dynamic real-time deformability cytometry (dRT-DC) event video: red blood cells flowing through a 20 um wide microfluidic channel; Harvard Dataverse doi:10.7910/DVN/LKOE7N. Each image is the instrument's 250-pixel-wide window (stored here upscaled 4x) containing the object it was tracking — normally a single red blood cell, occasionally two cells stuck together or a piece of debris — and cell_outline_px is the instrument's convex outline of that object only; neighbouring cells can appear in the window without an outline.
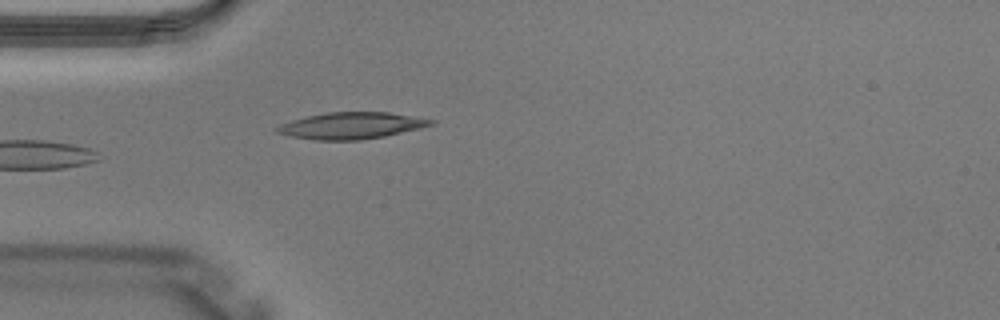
{"species": "Egyptian fruit bat (a non-hibernating species)", "species_latin": "Rousettus aegyptiacus", "temperature_condition": "warm", "stored_images_in_passage": 2, "camera_frame_rate_fps": 3000, "um_per_image_px": 0.085, "animal": {"sex": "male"}, "frame": {"image": 1, "passage_image": 2, "time_ms": 0.333, "image_size_px": [1000, 320], "cell_outline_px": [[436, 124], [420, 128], [384, 136], [360, 140], [316, 140], [292, 136], [276, 132], [276, 128], [280, 124], [292, 120], [308, 116], [328, 112], [388, 112], [436, 120]], "centroid_in_image_um": [29.9, 10.67], "position_along_channel_um": 55.1, "area_um2": 23.64}}